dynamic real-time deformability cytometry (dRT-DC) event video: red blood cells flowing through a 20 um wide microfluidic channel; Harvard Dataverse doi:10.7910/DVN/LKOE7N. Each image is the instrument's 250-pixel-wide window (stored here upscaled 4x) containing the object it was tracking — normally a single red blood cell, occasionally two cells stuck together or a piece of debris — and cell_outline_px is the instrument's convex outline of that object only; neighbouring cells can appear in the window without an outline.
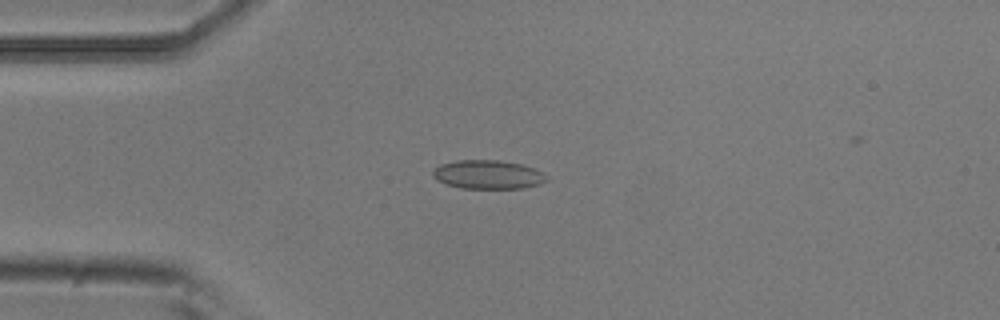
{"species": "common noctule bat (a hibernating species)", "species_latin": "Nyctalus noctula", "temperature_condition": "room temperature", "stored_images_in_passage": 6, "camera_frame_rate_fps": 3000, "um_per_image_px": 0.085, "animal": {"sex": "male", "body_mass_g": 20.5, "forearm_length_mm": 52.5}, "frame": {"image": 1, "passage_image": 4, "time_ms": 1.0, "image_size_px": [1000, 320], "cell_outline_px": [[548, 180], [540, 184], [520, 188], [460, 188], [436, 180], [432, 176], [432, 172], [440, 164], [456, 160], [500, 160], [520, 164], [536, 168], [548, 176]], "centroid_in_image_um": [41.49, 14.83], "position_along_channel_um": 43.5, "area_um2": 19.13}}
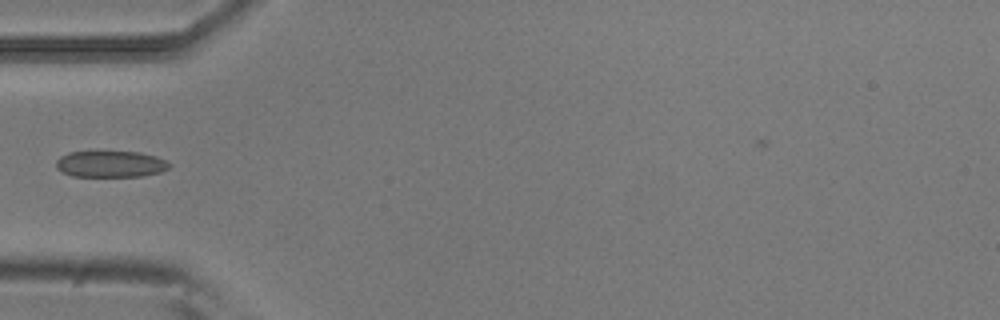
{"frame": {"image": 2, "passage_image": 5, "time_ms": 1.333, "image_size_px": [1000, 320], "cell_outline_px": [[172, 164], [168, 168], [160, 172], [144, 176], [72, 176], [56, 168], [56, 160], [60, 156], [68, 152], [92, 148], [140, 152], [156, 156], [168, 160]], "centroid_in_image_um": [9.38, 13.88], "position_along_channel_um": 75.6, "area_um2": 18.5}}
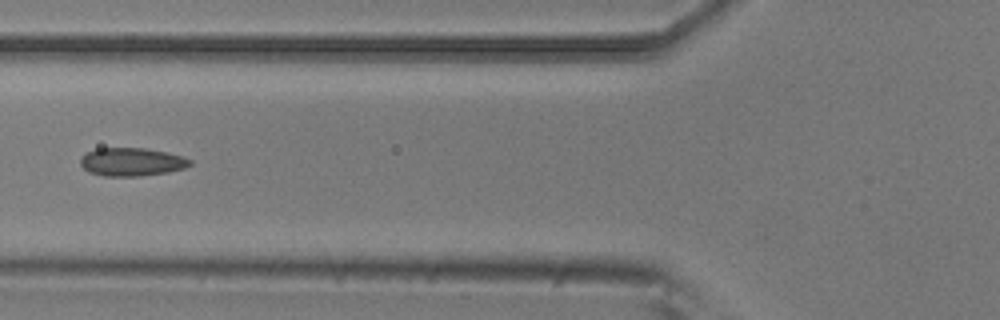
{"frame": {"image": 3, "passage_image": 6, "time_ms": 1.667, "image_size_px": [1000, 320], "cell_outline_px": [[192, 164], [184, 168], [168, 172], [140, 176], [104, 176], [88, 172], [80, 164], [80, 156], [96, 148], [144, 148], [168, 152], [184, 156], [192, 160]], "centroid_in_image_um": [11.2, 13.76], "position_along_channel_um": 114.6, "area_um2": 18.21}}